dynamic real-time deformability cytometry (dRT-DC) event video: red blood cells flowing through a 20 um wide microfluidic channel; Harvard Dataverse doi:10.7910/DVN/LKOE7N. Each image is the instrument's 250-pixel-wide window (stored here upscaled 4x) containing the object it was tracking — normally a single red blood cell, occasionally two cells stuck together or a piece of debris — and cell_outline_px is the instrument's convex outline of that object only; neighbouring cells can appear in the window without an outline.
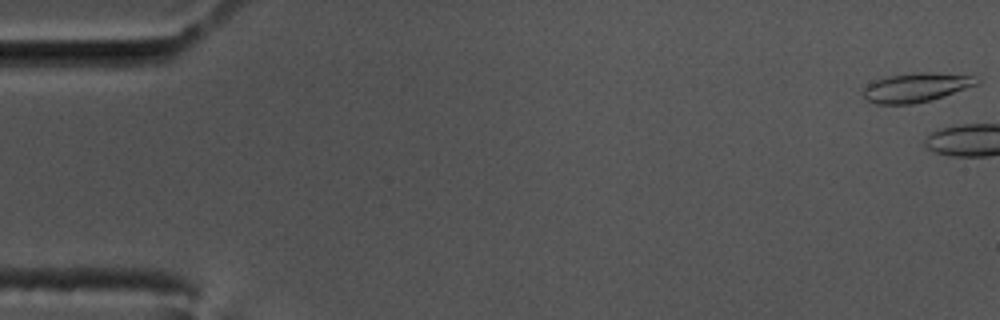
{"species": "common noctule bat (a hibernating species)", "species_latin": "Nyctalus noctula", "temperature_condition": "cold", "stored_images_in_passage": 17, "camera_frame_rate_fps": 3000, "um_per_image_px": 0.085, "animal": {"sex": "male", "body_mass_g": 17.5, "forearm_length_mm": 52.3}, "frame": {"image": 1, "passage_image": 1, "time_ms": 0.0, "image_size_px": [1000, 320], "cell_outline_px": [[980, 84], [932, 100], [912, 104], [876, 104], [864, 100], [864, 88], [868, 84], [876, 80], [888, 76], [916, 72], [932, 72], [972, 76], [980, 80]], "centroid_in_image_um": [77.88, 7.44], "position_along_channel_um": 7.1, "area_um2": 19.36}}